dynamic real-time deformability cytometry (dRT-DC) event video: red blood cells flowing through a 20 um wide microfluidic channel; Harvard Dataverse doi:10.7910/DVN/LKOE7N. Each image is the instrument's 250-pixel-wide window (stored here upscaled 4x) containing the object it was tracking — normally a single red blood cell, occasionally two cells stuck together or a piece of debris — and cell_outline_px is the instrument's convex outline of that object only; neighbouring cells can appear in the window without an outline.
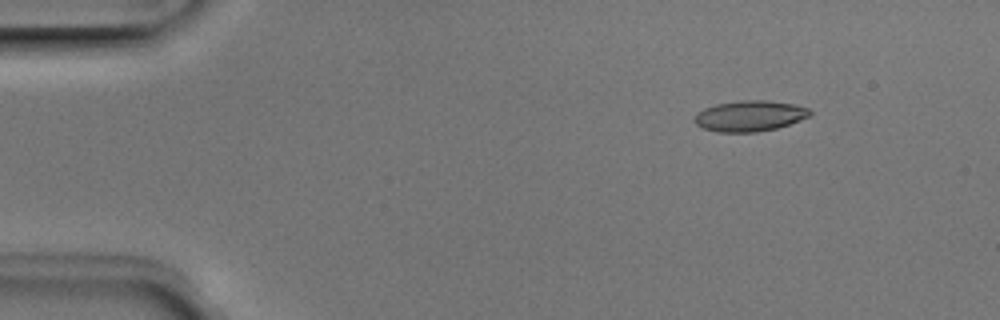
{"species": "Egyptian fruit bat (a non-hibernating species)", "species_latin": "Rousettus aegyptiacus", "temperature_condition": "room temperature", "stored_images_in_passage": 3, "camera_frame_rate_fps": 3000, "um_per_image_px": 0.085, "animal": {"sex": "male"}, "frame": {"image": 1, "passage_image": 1, "time_ms": 0.0, "image_size_px": [1000, 320], "cell_outline_px": [[812, 116], [776, 128], [756, 132], [716, 132], [704, 128], [696, 124], [692, 120], [704, 108], [716, 104], [740, 100], [764, 100], [792, 104], [808, 108], [812, 112]], "centroid_in_image_um": [63.73, 9.85], "position_along_channel_um": 21.3, "area_um2": 20.58}}